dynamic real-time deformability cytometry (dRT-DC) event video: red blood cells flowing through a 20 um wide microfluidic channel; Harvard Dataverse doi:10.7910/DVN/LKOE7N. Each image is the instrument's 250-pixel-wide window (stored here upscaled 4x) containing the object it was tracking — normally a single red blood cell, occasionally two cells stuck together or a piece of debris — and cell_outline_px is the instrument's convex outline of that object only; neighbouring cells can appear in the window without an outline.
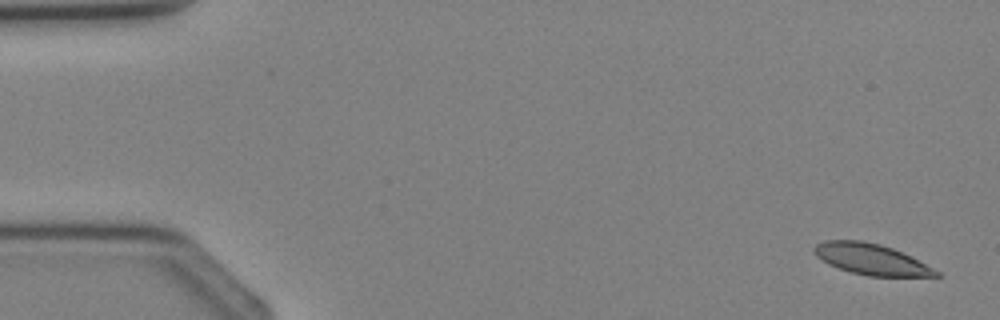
{"species": "Egyptian fruit bat (a non-hibernating species)", "species_latin": "Rousettus aegyptiacus", "temperature_condition": "cold", "stored_images_in_passage": 4, "camera_frame_rate_fps": 3000, "um_per_image_px": 0.085, "animal": {"sex": "female"}, "frame": {"image": 1, "passage_image": 1, "time_ms": 0.0, "image_size_px": [1000, 320], "cell_outline_px": [[940, 276], [868, 276], [852, 272], [828, 264], [816, 256], [812, 252], [812, 248], [816, 244], [824, 240], [860, 240], [880, 244], [892, 248], [940, 272]], "centroid_in_image_um": [73.96, 22.02], "position_along_channel_um": 11.0, "area_um2": 21.62}}
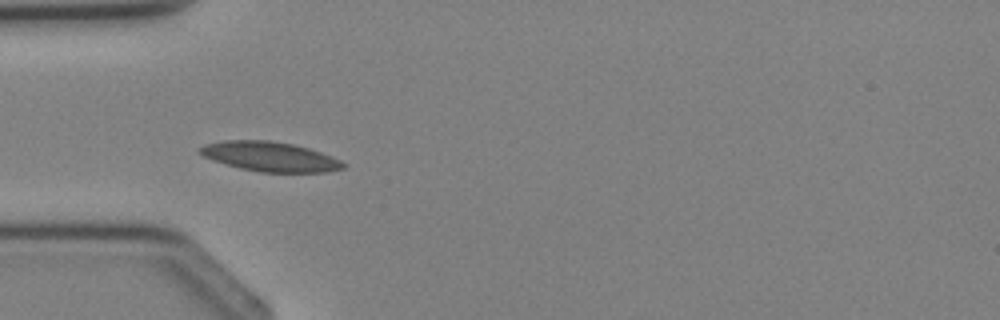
{"frame": {"image": 2, "passage_image": 4, "time_ms": 3.333, "image_size_px": [1000, 320], "cell_outline_px": [[348, 164], [344, 168], [328, 172], [260, 172], [240, 168], [212, 160], [196, 152], [196, 148], [204, 144], [224, 140], [268, 140], [292, 144], [308, 148], [320, 152], [340, 160]], "centroid_in_image_um": [22.91, 13.31], "position_along_channel_um": 62.1, "area_um2": 24.85}}